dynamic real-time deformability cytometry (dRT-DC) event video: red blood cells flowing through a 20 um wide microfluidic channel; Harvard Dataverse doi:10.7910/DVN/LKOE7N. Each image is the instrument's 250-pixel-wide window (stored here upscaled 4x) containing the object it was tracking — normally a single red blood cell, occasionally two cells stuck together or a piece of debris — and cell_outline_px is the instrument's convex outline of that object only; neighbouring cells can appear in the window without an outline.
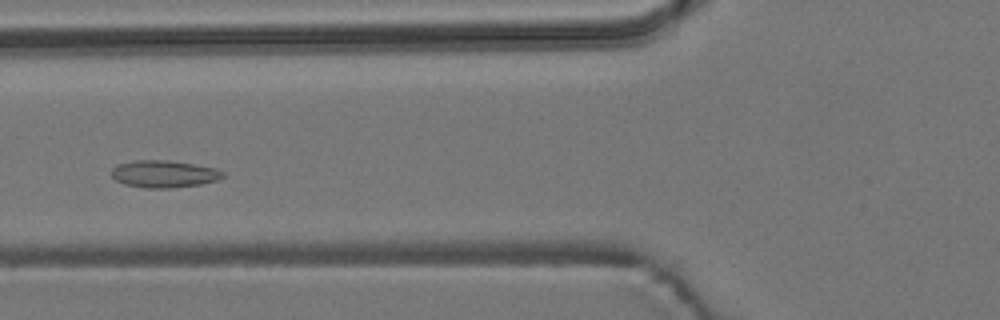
{"species": "common noctule bat (a hibernating species)", "species_latin": "Nyctalus noctula", "temperature_condition": "room temperature", "stored_images_in_passage": 10, "camera_frame_rate_fps": 3000, "um_per_image_px": 0.085, "animal": {"sex": "male", "body_mass_g": 19.2, "forearm_length_mm": 51.8}, "frame": {"image": 1, "passage_image": 5, "time_ms": 1.333, "image_size_px": [1000, 320], "cell_outline_px": [[224, 176], [216, 180], [200, 184], [168, 188], [144, 188], [124, 184], [116, 180], [112, 176], [112, 168], [116, 164], [136, 160], [168, 160], [196, 164], [216, 168], [224, 172]], "centroid_in_image_um": [13.92, 14.77], "position_along_channel_um": 111.9, "area_um2": 17.69}}
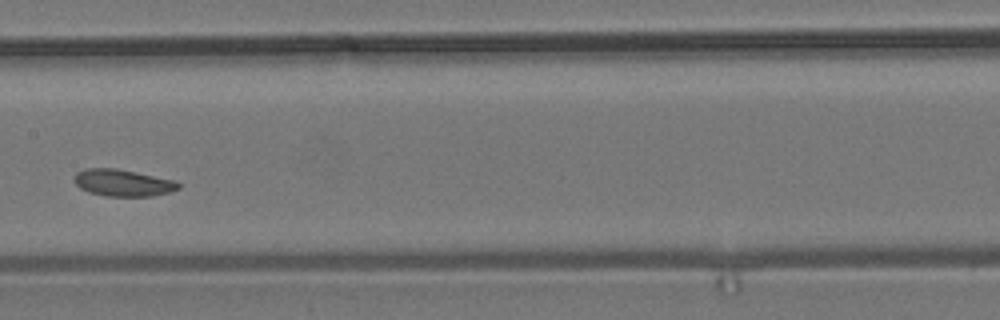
{"frame": {"image": 2, "passage_image": 7, "time_ms": 2.0, "image_size_px": [1000, 320], "cell_outline_px": [[180, 188], [168, 192], [152, 196], [108, 196], [88, 192], [80, 188], [76, 184], [76, 172], [84, 168], [116, 168], [176, 180], [180, 184]], "centroid_in_image_um": [10.46, 15.53], "position_along_channel_um": 196.9, "area_um2": 16.24}}
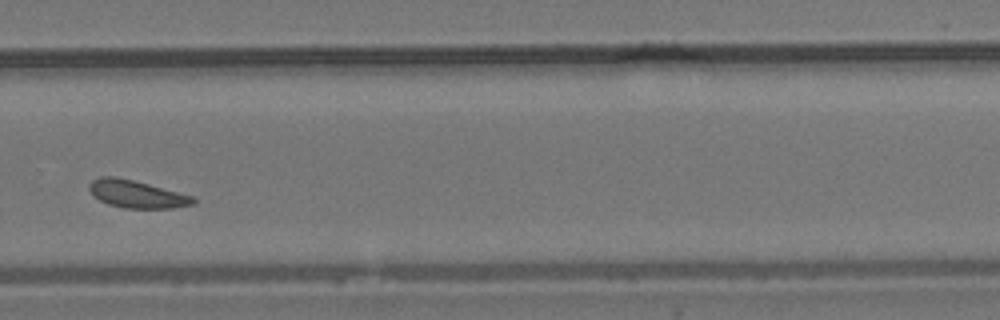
{"frame": {"image": 3, "passage_image": 10, "time_ms": 3.0, "image_size_px": [1000, 320], "cell_outline_px": [[196, 204], [172, 208], [124, 208], [108, 204], [100, 200], [88, 188], [88, 184], [92, 180], [100, 176], [116, 176], [148, 184], [192, 196], [196, 200]], "centroid_in_image_um": [11.61, 16.5], "position_along_channel_um": 318.2, "area_um2": 16.53}}